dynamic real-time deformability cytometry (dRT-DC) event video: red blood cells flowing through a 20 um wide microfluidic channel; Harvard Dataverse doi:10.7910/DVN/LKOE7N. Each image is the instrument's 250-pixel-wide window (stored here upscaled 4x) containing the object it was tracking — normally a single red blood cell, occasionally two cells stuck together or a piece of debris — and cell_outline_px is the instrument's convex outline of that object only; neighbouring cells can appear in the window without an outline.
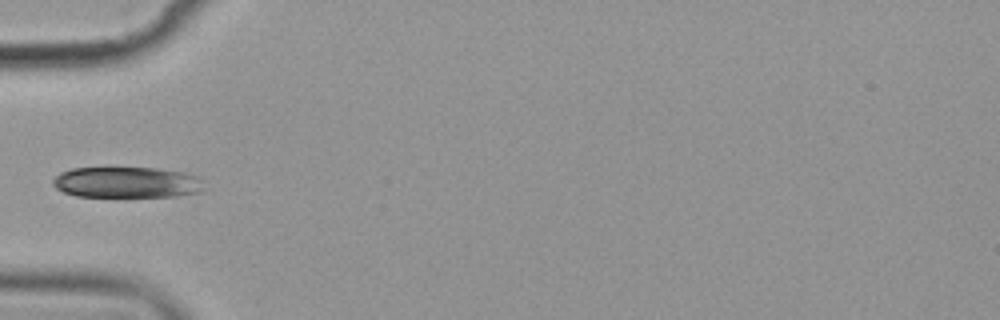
{"species": "common noctule bat (a hibernating species)", "species_latin": "Nyctalus noctula", "temperature_condition": "cold", "stored_images_in_passage": 4, "camera_frame_rate_fps": 3000, "um_per_image_px": 0.085, "animal": {"sex": "female", "body_mass_g": 19.9}, "frame": {"image": 1, "passage_image": 4, "time_ms": 4.333, "image_size_px": [1000, 320], "cell_outline_px": [[204, 188], [200, 192], [176, 196], [76, 196], [64, 192], [56, 188], [52, 184], [52, 180], [60, 172], [72, 168], [156, 168], [184, 172], [200, 176]], "centroid_in_image_um": [10.79, 15.49], "position_along_channel_um": 74.2, "area_um2": 27.28}}